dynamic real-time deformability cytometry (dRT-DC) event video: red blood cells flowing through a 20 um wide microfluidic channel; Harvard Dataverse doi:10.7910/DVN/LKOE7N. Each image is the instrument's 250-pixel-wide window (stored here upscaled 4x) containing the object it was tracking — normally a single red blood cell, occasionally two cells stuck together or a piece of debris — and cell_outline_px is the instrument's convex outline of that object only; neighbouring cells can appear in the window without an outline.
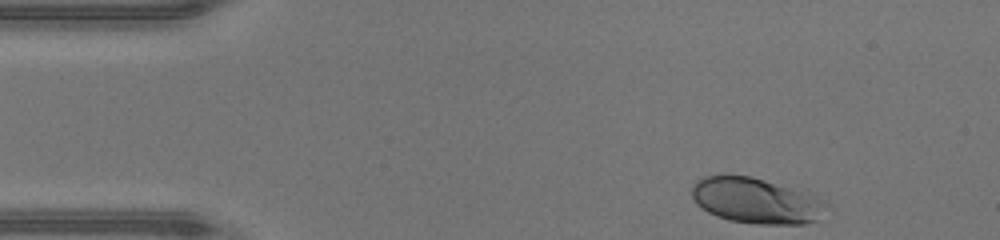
{"species": "human", "species_latin": "Homo sapiens", "temperature_condition": "warm", "stored_images_in_passage": 35, "camera_frame_rate_fps": 3000, "um_per_image_px": 0.085, "donor": {"sex": "male"}, "frame": {"image": 1, "passage_image": 1, "time_ms": 0.0, "image_size_px": [1000, 240], "cell_outline_px": [[832, 204], [816, 220], [804, 224], [756, 224], [728, 220], [716, 216], [708, 212], [696, 204], [692, 196], [692, 184], [696, 180], [704, 176], [752, 176], [824, 200]], "centroid_in_image_um": [64.23, 17.08], "position_along_channel_um": 20.8, "area_um2": 35.37}}
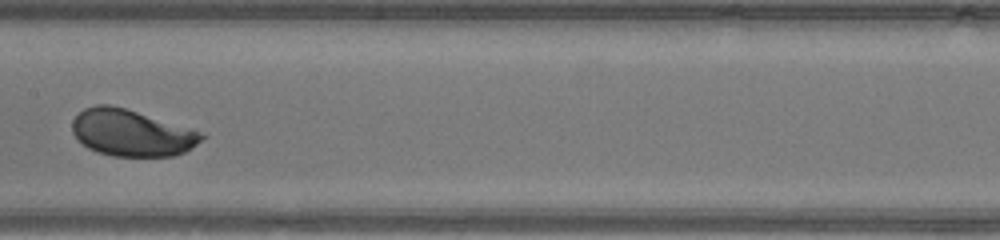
{"frame": {"image": 2, "passage_image": 19, "time_ms": 6.0, "image_size_px": [1000, 240], "cell_outline_px": [[208, 136], [192, 148], [184, 152], [172, 156], [112, 156], [96, 152], [88, 148], [72, 132], [72, 120], [84, 108], [96, 104], [112, 104], [192, 128]], "centroid_in_image_um": [11.2, 11.28], "position_along_channel_um": 196.2, "area_um2": 35.32}}
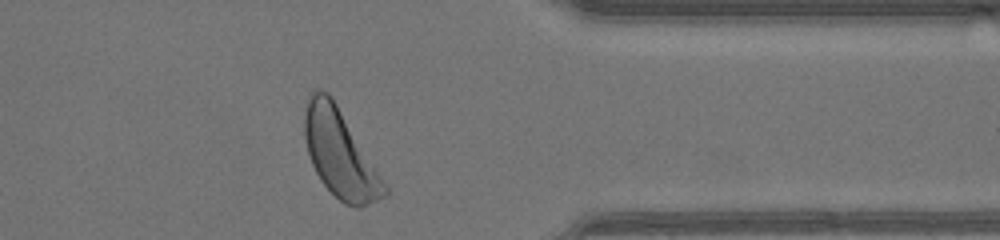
{"frame": {"image": 3, "passage_image": 33, "time_ms": 10.667, "image_size_px": [1000, 240], "cell_outline_px": [[388, 196], [360, 208], [356, 208], [344, 204], [320, 180], [312, 164], [308, 152], [304, 136], [304, 116], [308, 92], [316, 88], [320, 88], [328, 92], [332, 96], [388, 188]], "centroid_in_image_um": [28.88, 13.04], "position_along_channel_um": 382.5, "area_um2": 40.58}, "authors_computed_cell_mechanics": {"area_um2": 35.3736, "velocity_mm_per_s": 4.3093, "shape_relaxation_time_tau1_ms": 1.3764, "shape_relaxation_time_tau2_ms": null, "deformation_change_tau1": 0.1217, "deformation_change_tau2": null}}